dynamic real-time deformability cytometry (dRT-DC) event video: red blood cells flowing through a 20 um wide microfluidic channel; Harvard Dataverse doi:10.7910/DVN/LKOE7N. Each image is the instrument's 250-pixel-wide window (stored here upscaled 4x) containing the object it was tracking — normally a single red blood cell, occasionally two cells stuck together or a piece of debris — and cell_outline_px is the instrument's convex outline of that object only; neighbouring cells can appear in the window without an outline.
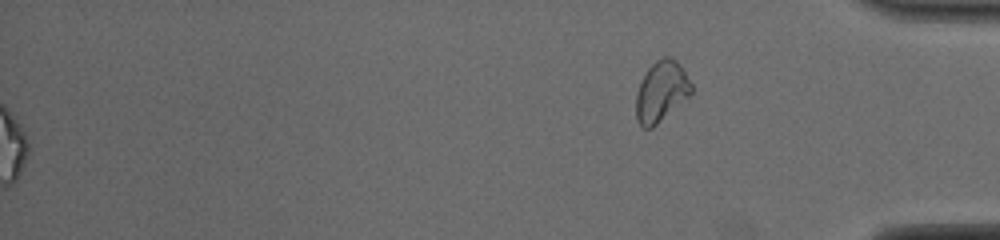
{"species": "common noctule bat (a hibernating species)", "species_latin": "Nyctalus noctula", "temperature_condition": "cold", "stored_images_in_passage": 51, "segment_of_instrument_passage": [2, 2], "camera_frame_rate_fps": 3000, "um_per_image_px": 0.085, "animal": {"sex": "male", "body_mass_g": 19.0, "forearm_length_mm": 50.8}, "frame": {"image": 1, "passage_image": 51, "time_ms": 16.667, "image_size_px": [1000, 240], "cell_outline_px": [[692, 96], [652, 128], [644, 128], [636, 120], [636, 92], [648, 68], [656, 60], [664, 56], [668, 56], [676, 60], [680, 64], [692, 84]], "centroid_in_image_um": [56.24, 7.79], "position_along_channel_um": 379.0, "area_um2": 19.77}}